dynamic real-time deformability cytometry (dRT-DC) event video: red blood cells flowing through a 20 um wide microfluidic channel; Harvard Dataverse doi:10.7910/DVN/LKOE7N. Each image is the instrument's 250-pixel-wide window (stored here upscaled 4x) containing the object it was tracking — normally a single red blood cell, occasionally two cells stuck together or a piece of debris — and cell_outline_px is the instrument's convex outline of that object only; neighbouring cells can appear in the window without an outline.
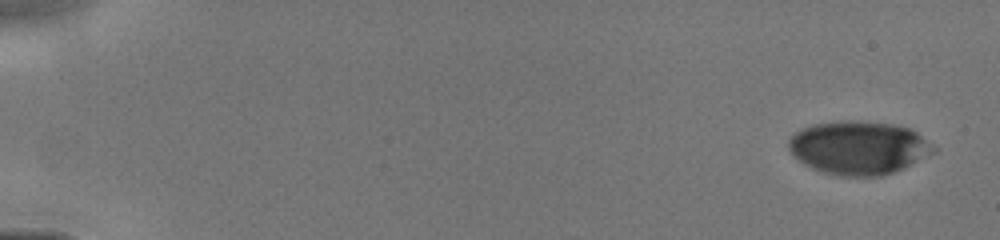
{"species": "human", "species_latin": "Homo sapiens", "temperature_condition": "cold", "stored_images_in_passage": 11, "camera_frame_rate_fps": 3000, "um_per_image_px": 0.085, "donor": {"sex": "male"}, "frame": {"image": 1, "passage_image": 1, "time_ms": 0.0, "image_size_px": [1000, 240], "cell_outline_px": [[936, 152], [904, 168], [880, 176], [836, 176], [812, 168], [804, 164], [792, 156], [788, 148], [788, 140], [800, 128], [812, 124], [844, 120], [852, 120], [892, 124], [908, 128], [916, 132], [932, 144], [936, 148]], "centroid_in_image_um": [72.96, 12.56], "position_along_channel_um": 12.0, "area_um2": 45.26}}
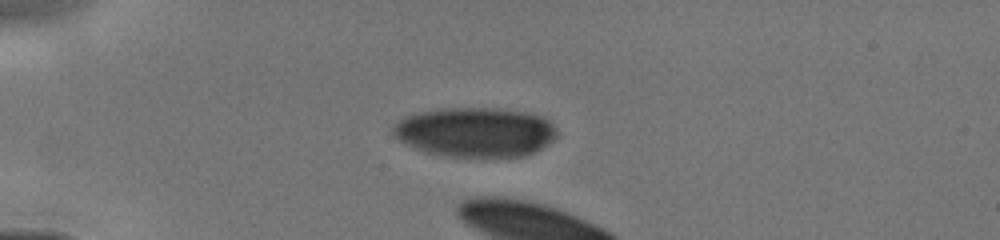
{"frame": {"image": 2, "passage_image": 6, "time_ms": 3.667, "image_size_px": [1000, 240], "cell_outline_px": [[560, 136], [548, 144], [524, 156], [448, 156], [428, 152], [416, 148], [400, 140], [392, 132], [392, 128], [404, 116], [420, 112], [440, 108], [496, 108], [528, 112], [544, 116], [560, 132]], "centroid_in_image_um": [40.47, 11.21], "position_along_channel_um": 44.5, "area_um2": 47.28}}
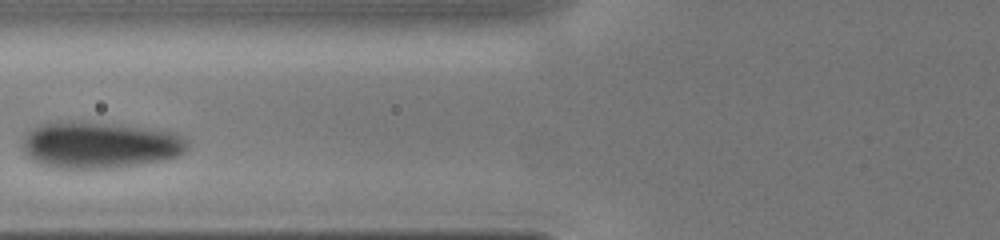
{"frame": {"image": 3, "passage_image": 9, "time_ms": 6.667, "image_size_px": [1000, 240], "cell_outline_px": [[188, 148], [180, 156], [164, 160], [120, 168], [56, 168], [40, 164], [32, 160], [24, 152], [24, 140], [28, 132], [40, 124], [60, 120], [80, 120], [120, 124], [156, 128], [176, 132], [184, 136], [188, 140]], "centroid_in_image_um": [8.55, 12.3], "position_along_channel_um": 117.3, "area_um2": 45.89}}